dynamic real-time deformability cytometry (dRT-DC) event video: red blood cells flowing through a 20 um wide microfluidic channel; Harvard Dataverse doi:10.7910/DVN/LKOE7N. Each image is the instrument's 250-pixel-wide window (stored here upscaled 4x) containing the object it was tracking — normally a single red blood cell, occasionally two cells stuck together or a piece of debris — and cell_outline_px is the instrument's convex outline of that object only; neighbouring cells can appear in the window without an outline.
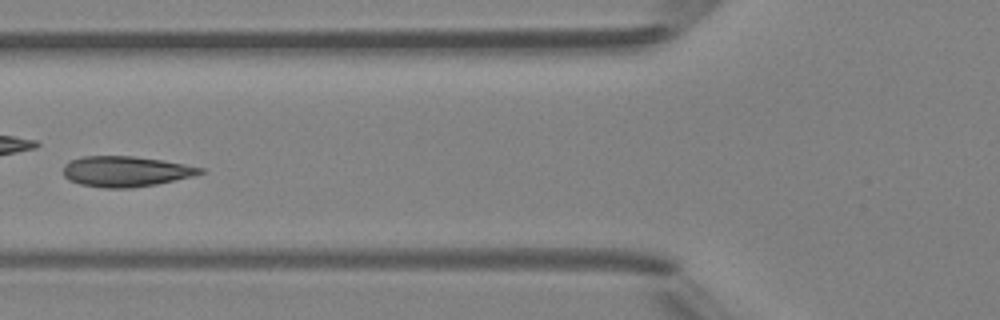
{"species": "Egyptian fruit bat (a non-hibernating species)", "species_latin": "Rousettus aegyptiacus", "temperature_condition": "room temperature", "stored_images_in_passage": 7, "camera_frame_rate_fps": 3000, "um_per_image_px": 0.085, "animal": {"sex": "female"}, "frame": {"image": 1, "passage_image": 6, "time_ms": 6.0, "image_size_px": [1000, 320], "cell_outline_px": [[204, 172], [196, 176], [156, 184], [132, 188], [104, 188], [80, 184], [68, 180], [64, 176], [64, 164], [72, 160], [84, 156], [132, 156], [160, 160], [184, 164], [204, 168]], "centroid_in_image_um": [10.7, 14.58], "position_along_channel_um": 115.1, "area_um2": 24.33}}
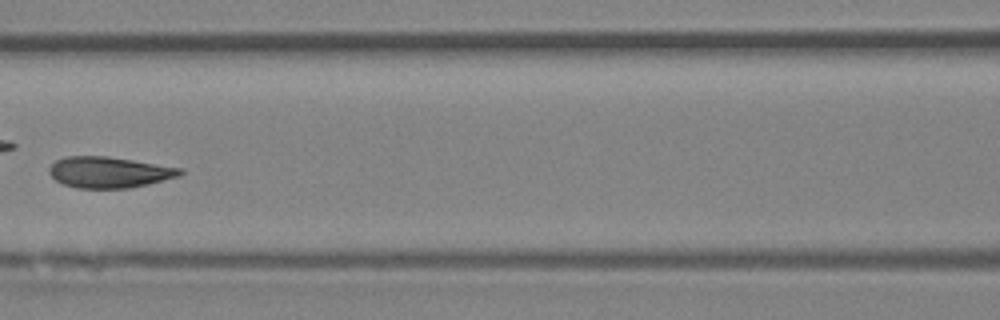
{"frame": {"image": 2, "passage_image": 7, "time_ms": 7.0, "image_size_px": [1000, 320], "cell_outline_px": [[184, 172], [180, 176], [148, 184], [128, 188], [76, 188], [64, 184], [56, 180], [48, 172], [48, 168], [56, 160], [68, 156], [104, 156], [132, 160], [184, 168]], "centroid_in_image_um": [9.29, 14.64], "position_along_channel_um": 157.3, "area_um2": 23.64}}